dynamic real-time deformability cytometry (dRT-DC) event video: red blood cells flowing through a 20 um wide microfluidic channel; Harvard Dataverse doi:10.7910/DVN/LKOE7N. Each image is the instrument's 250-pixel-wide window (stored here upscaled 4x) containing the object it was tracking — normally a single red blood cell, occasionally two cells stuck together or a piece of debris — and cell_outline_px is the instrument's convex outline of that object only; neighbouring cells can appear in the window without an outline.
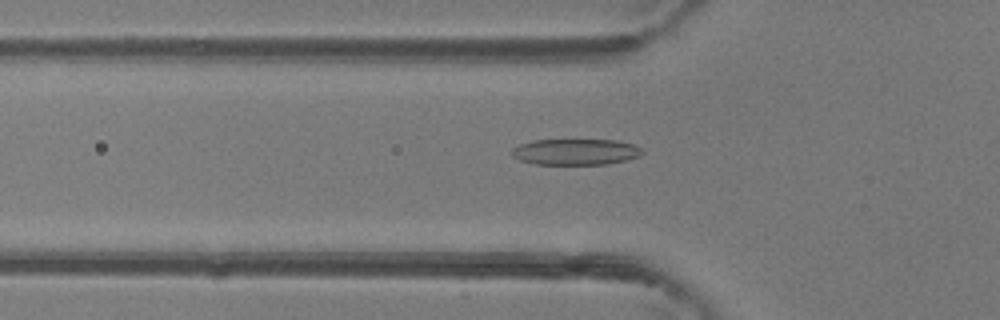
{"species": "common noctule bat (a hibernating species)", "species_latin": "Nyctalus noctula", "temperature_condition": "room temperature", "stored_images_in_passage": 47, "camera_frame_rate_fps": 3000, "um_per_image_px": 0.085, "animal": {"sex": "female"}, "frame": {"image": 1, "passage_image": 16, "time_ms": 5.0, "image_size_px": [1000, 320], "cell_outline_px": [[644, 152], [640, 156], [628, 160], [608, 164], [536, 164], [520, 160], [512, 156], [512, 148], [520, 144], [532, 140], [616, 140], [636, 144], [644, 148]], "centroid_in_image_um": [48.99, 12.9], "position_along_channel_um": 76.8, "area_um2": 20.06}}
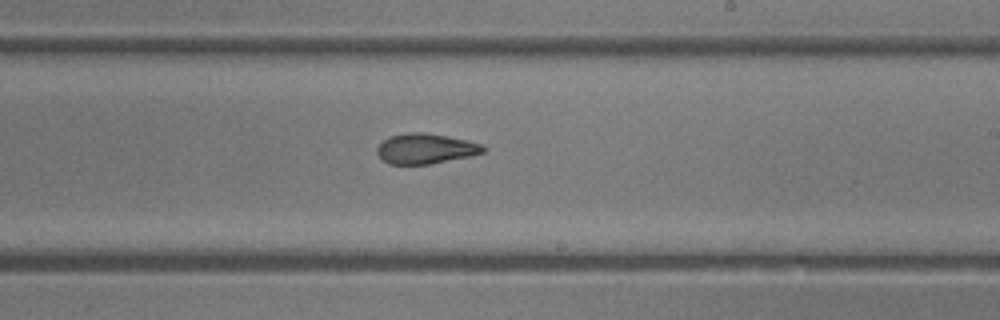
{"frame": {"image": 2, "passage_image": 28, "time_ms": 9.0, "image_size_px": [1000, 320], "cell_outline_px": [[488, 148], [484, 152], [472, 156], [428, 164], [388, 164], [376, 152], [376, 148], [388, 136], [408, 132], [424, 132], [464, 140], [480, 144]], "centroid_in_image_um": [36.16, 12.64], "position_along_channel_um": 252.8, "area_um2": 18.55}}
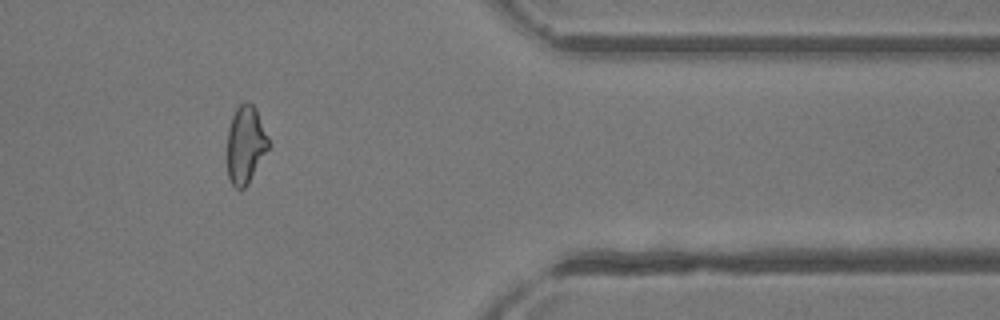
{"frame": {"image": 3, "passage_image": 39, "time_ms": 12.667, "image_size_px": [1000, 320], "cell_outline_px": [[268, 148], [248, 184], [244, 188], [236, 188], [232, 184], [228, 176], [228, 128], [232, 116], [236, 108], [244, 100], [248, 100], [256, 108], [268, 136]], "centroid_in_image_um": [20.86, 12.25], "position_along_channel_um": 390.5, "area_um2": 18.55}, "authors_computed_cell_mechanics": {"area_um2": 19.7676, "velocity_mm_per_s": 4.3698, "shape_relaxation_time_tau1_ms": 7.2451, "shape_relaxation_time_tau2_ms": 1.8634, "deformation_change_tau1": 0.24, "deformation_change_tau2": 0.099}}